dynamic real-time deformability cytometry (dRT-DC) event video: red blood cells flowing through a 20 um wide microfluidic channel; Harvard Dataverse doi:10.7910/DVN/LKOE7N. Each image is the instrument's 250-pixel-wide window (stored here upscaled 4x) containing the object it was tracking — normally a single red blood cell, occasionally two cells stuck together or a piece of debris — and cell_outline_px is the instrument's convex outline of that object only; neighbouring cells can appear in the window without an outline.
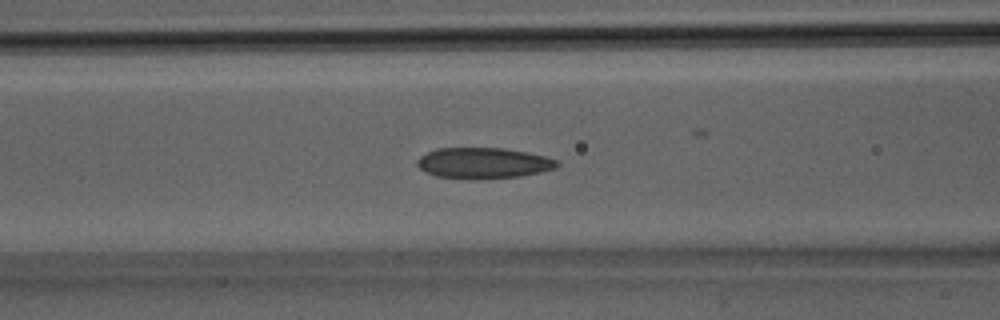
{"species": "Egyptian fruit bat (a non-hibernating species)", "species_latin": "Rousettus aegyptiacus", "temperature_condition": "room temperature", "stored_images_in_passage": 32, "camera_frame_rate_fps": 3000, "um_per_image_px": 0.085, "animal": {"sex": "male"}, "frame": {"image": 1, "passage_image": 12, "time_ms": 3.667, "image_size_px": [1000, 320], "cell_outline_px": [[560, 164], [556, 168], [540, 172], [520, 176], [436, 176], [420, 168], [416, 164], [416, 160], [420, 156], [436, 148], [504, 148], [544, 156], [560, 160]], "centroid_in_image_um": [41.12, 13.8], "position_along_channel_um": 125.5, "area_um2": 24.04}}
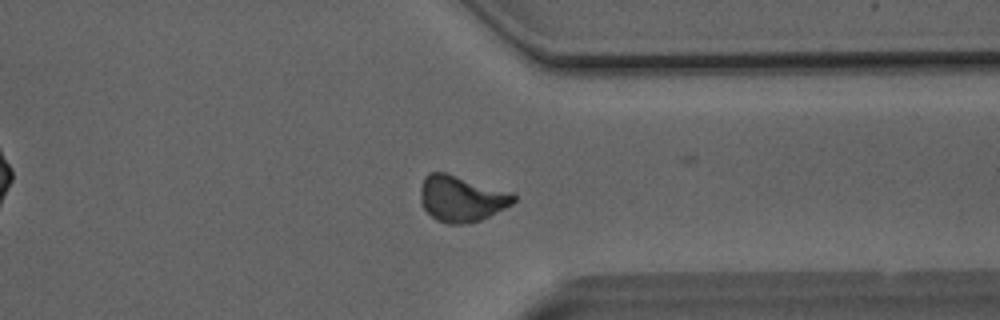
{"frame": {"image": 2, "passage_image": 24, "time_ms": 7.667, "image_size_px": [1000, 320], "cell_outline_px": [[516, 200], [512, 204], [480, 220], [464, 224], [444, 224], [436, 220], [420, 204], [420, 188], [424, 176], [428, 172], [444, 172], [512, 192], [516, 196]], "centroid_in_image_um": [39.18, 16.88], "position_along_channel_um": 372.2, "area_um2": 25.03}}
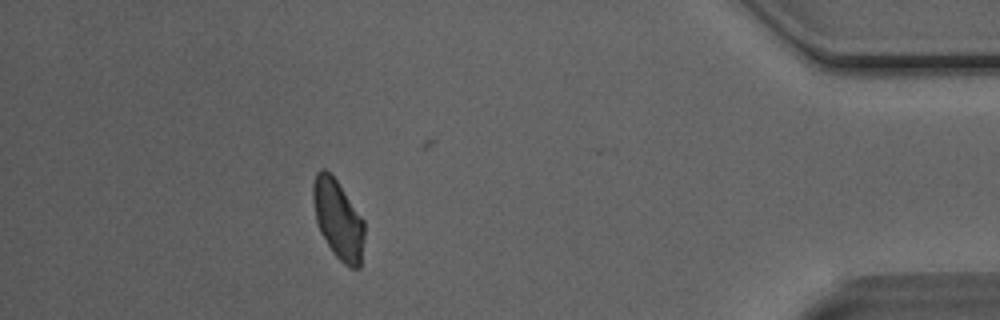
{"frame": {"image": 3, "passage_image": 28, "time_ms": 9.0, "image_size_px": [1000, 320], "cell_outline_px": [[364, 236], [360, 268], [352, 268], [344, 264], [332, 252], [320, 232], [316, 220], [312, 200], [312, 184], [316, 172], [320, 168], [324, 168], [336, 180], [364, 220]], "centroid_in_image_um": [28.72, 18.65], "position_along_channel_um": 406.5, "area_um2": 23.64}}